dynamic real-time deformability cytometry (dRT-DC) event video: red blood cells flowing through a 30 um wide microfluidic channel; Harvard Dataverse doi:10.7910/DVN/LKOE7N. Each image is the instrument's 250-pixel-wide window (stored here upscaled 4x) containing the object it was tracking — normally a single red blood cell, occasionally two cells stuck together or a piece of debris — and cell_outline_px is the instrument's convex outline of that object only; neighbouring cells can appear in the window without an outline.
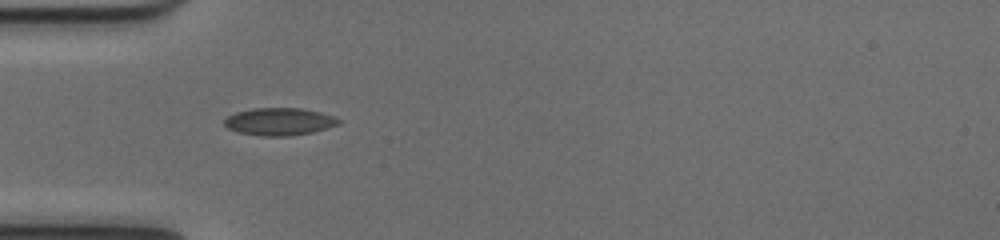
{"species": "common noctule bat (a hibernating species)", "species_latin": "Nyctalus noctula", "temperature_condition": "cold", "stored_images_in_passage": 36, "camera_frame_rate_fps": 3000, "um_per_image_px": 0.085, "animal": {"sex": "female", "body_mass_g": 17.0, "forearm_length_mm": 48.0}, "frame": {"image": 1, "passage_image": 1, "time_ms": 0.0, "image_size_px": [1000, 240], "cell_outline_px": [[340, 124], [312, 132], [292, 136], [260, 136], [236, 132], [228, 128], [224, 124], [224, 120], [228, 116], [236, 112], [252, 108], [300, 108], [320, 112], [332, 116], [340, 120]], "centroid_in_image_um": [23.71, 10.34], "position_along_channel_um": 61.3, "area_um2": 18.32}}
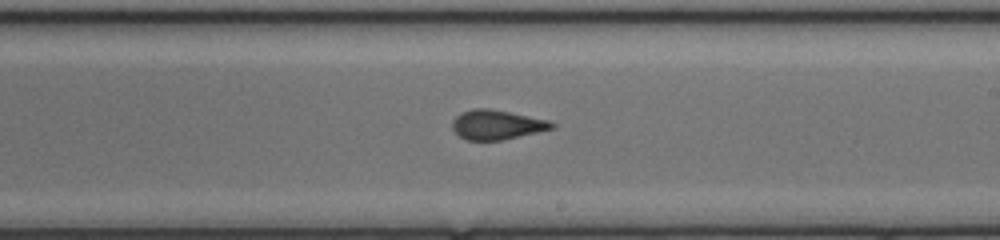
{"frame": {"image": 2, "passage_image": 15, "time_ms": 4.667, "image_size_px": [1000, 240], "cell_outline_px": [[556, 128], [500, 140], [464, 140], [452, 128], [452, 120], [460, 112], [472, 108], [488, 108], [548, 120], [556, 124]], "centroid_in_image_um": [42.2, 10.59], "position_along_channel_um": 246.8, "area_um2": 17.05}}
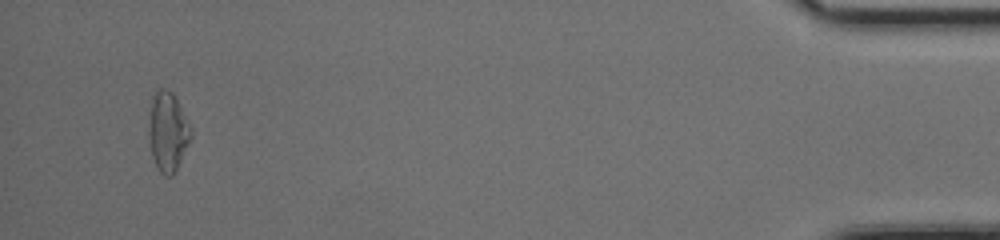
{"frame": {"image": 3, "passage_image": 34, "time_ms": 11.0, "image_size_px": [1000, 240], "cell_outline_px": [[192, 136], [172, 176], [164, 176], [156, 168], [152, 156], [148, 136], [148, 116], [152, 96], [160, 88], [164, 88], [172, 92], [192, 128]], "centroid_in_image_um": [14.23, 11.18], "position_along_channel_um": 421.0, "area_um2": 19.54}, "authors_computed_cell_mechanics": {"area_um2": 17.5712, "velocity_mm_per_s": 4.0077, "shape_relaxation_time_tau1_ms": 3.8796, "shape_relaxation_time_tau2_ms": 1.1711, "deformation_change_tau1": 0.1383, "deformation_change_tau2": 0.0648}}